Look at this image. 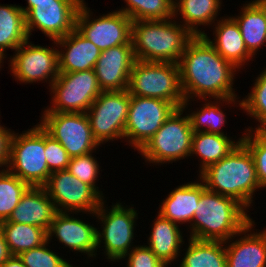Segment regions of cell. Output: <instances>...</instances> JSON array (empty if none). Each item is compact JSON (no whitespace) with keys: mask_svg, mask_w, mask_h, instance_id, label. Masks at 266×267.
I'll return each mask as SVG.
<instances>
[{"mask_svg":"<svg viewBox=\"0 0 266 267\" xmlns=\"http://www.w3.org/2000/svg\"><path fill=\"white\" fill-rule=\"evenodd\" d=\"M216 25L214 41L206 33L203 36L224 59L236 68H241L253 56L246 49L238 23L233 17H229L217 21Z\"/></svg>","mask_w":266,"mask_h":267,"instance_id":"21","label":"cell"},{"mask_svg":"<svg viewBox=\"0 0 266 267\" xmlns=\"http://www.w3.org/2000/svg\"><path fill=\"white\" fill-rule=\"evenodd\" d=\"M149 237V249L166 265L179 255L183 237L178 225L164 218L156 217Z\"/></svg>","mask_w":266,"mask_h":267,"instance_id":"25","label":"cell"},{"mask_svg":"<svg viewBox=\"0 0 266 267\" xmlns=\"http://www.w3.org/2000/svg\"><path fill=\"white\" fill-rule=\"evenodd\" d=\"M176 109L169 101L131 95L124 138L139 151Z\"/></svg>","mask_w":266,"mask_h":267,"instance_id":"11","label":"cell"},{"mask_svg":"<svg viewBox=\"0 0 266 267\" xmlns=\"http://www.w3.org/2000/svg\"><path fill=\"white\" fill-rule=\"evenodd\" d=\"M27 39L19 46L10 62L11 72L23 83L47 81L49 86L57 79L59 71V50L29 43Z\"/></svg>","mask_w":266,"mask_h":267,"instance_id":"16","label":"cell"},{"mask_svg":"<svg viewBox=\"0 0 266 267\" xmlns=\"http://www.w3.org/2000/svg\"><path fill=\"white\" fill-rule=\"evenodd\" d=\"M174 16L177 12L183 17L184 27L187 28L194 36L203 35L200 31V25H210L216 20L218 10H220V0H175ZM210 23V24H209ZM198 29V30H197Z\"/></svg>","mask_w":266,"mask_h":267,"instance_id":"28","label":"cell"},{"mask_svg":"<svg viewBox=\"0 0 266 267\" xmlns=\"http://www.w3.org/2000/svg\"><path fill=\"white\" fill-rule=\"evenodd\" d=\"M104 201L94 213L103 223V231L97 232L98 248L103 238L106 256L111 261L125 258L131 249L134 238V223L137 217L135 209L124 208L121 203H116L112 209H104ZM122 205V206H121Z\"/></svg>","mask_w":266,"mask_h":267,"instance_id":"14","label":"cell"},{"mask_svg":"<svg viewBox=\"0 0 266 267\" xmlns=\"http://www.w3.org/2000/svg\"><path fill=\"white\" fill-rule=\"evenodd\" d=\"M84 0H48L35 3L25 15V26L30 39L34 27L52 41L66 36L76 26V16Z\"/></svg>","mask_w":266,"mask_h":267,"instance_id":"15","label":"cell"},{"mask_svg":"<svg viewBox=\"0 0 266 267\" xmlns=\"http://www.w3.org/2000/svg\"><path fill=\"white\" fill-rule=\"evenodd\" d=\"M57 210L43 187H29L6 221L38 226L48 232Z\"/></svg>","mask_w":266,"mask_h":267,"instance_id":"19","label":"cell"},{"mask_svg":"<svg viewBox=\"0 0 266 267\" xmlns=\"http://www.w3.org/2000/svg\"><path fill=\"white\" fill-rule=\"evenodd\" d=\"M11 256L3 233L0 229V266Z\"/></svg>","mask_w":266,"mask_h":267,"instance_id":"41","label":"cell"},{"mask_svg":"<svg viewBox=\"0 0 266 267\" xmlns=\"http://www.w3.org/2000/svg\"><path fill=\"white\" fill-rule=\"evenodd\" d=\"M206 189L203 182L187 183L170 192L163 201L159 213L174 223L191 222L202 192Z\"/></svg>","mask_w":266,"mask_h":267,"instance_id":"22","label":"cell"},{"mask_svg":"<svg viewBox=\"0 0 266 267\" xmlns=\"http://www.w3.org/2000/svg\"><path fill=\"white\" fill-rule=\"evenodd\" d=\"M7 168L31 187L45 185L51 172L45 156V130L40 124L26 133H13Z\"/></svg>","mask_w":266,"mask_h":267,"instance_id":"6","label":"cell"},{"mask_svg":"<svg viewBox=\"0 0 266 267\" xmlns=\"http://www.w3.org/2000/svg\"><path fill=\"white\" fill-rule=\"evenodd\" d=\"M240 16L233 17L240 27L246 49L253 56L266 43V0L243 6Z\"/></svg>","mask_w":266,"mask_h":267,"instance_id":"24","label":"cell"},{"mask_svg":"<svg viewBox=\"0 0 266 267\" xmlns=\"http://www.w3.org/2000/svg\"><path fill=\"white\" fill-rule=\"evenodd\" d=\"M184 108H177L160 129L139 150L150 163H169L190 156L193 130Z\"/></svg>","mask_w":266,"mask_h":267,"instance_id":"7","label":"cell"},{"mask_svg":"<svg viewBox=\"0 0 266 267\" xmlns=\"http://www.w3.org/2000/svg\"><path fill=\"white\" fill-rule=\"evenodd\" d=\"M52 107L44 112L86 113L103 92L94 69L80 72H60L52 83Z\"/></svg>","mask_w":266,"mask_h":267,"instance_id":"8","label":"cell"},{"mask_svg":"<svg viewBox=\"0 0 266 267\" xmlns=\"http://www.w3.org/2000/svg\"><path fill=\"white\" fill-rule=\"evenodd\" d=\"M48 240L37 248L22 252L19 258L26 267H73L65 259L48 249Z\"/></svg>","mask_w":266,"mask_h":267,"instance_id":"37","label":"cell"},{"mask_svg":"<svg viewBox=\"0 0 266 267\" xmlns=\"http://www.w3.org/2000/svg\"><path fill=\"white\" fill-rule=\"evenodd\" d=\"M226 247L227 267H266V229L248 233Z\"/></svg>","mask_w":266,"mask_h":267,"instance_id":"23","label":"cell"},{"mask_svg":"<svg viewBox=\"0 0 266 267\" xmlns=\"http://www.w3.org/2000/svg\"><path fill=\"white\" fill-rule=\"evenodd\" d=\"M29 187L7 168L0 171V222L9 218Z\"/></svg>","mask_w":266,"mask_h":267,"instance_id":"32","label":"cell"},{"mask_svg":"<svg viewBox=\"0 0 266 267\" xmlns=\"http://www.w3.org/2000/svg\"><path fill=\"white\" fill-rule=\"evenodd\" d=\"M3 126H0V167L8 166L10 156V142L13 132Z\"/></svg>","mask_w":266,"mask_h":267,"instance_id":"40","label":"cell"},{"mask_svg":"<svg viewBox=\"0 0 266 267\" xmlns=\"http://www.w3.org/2000/svg\"><path fill=\"white\" fill-rule=\"evenodd\" d=\"M29 39L21 6L0 5V51L16 50Z\"/></svg>","mask_w":266,"mask_h":267,"instance_id":"30","label":"cell"},{"mask_svg":"<svg viewBox=\"0 0 266 267\" xmlns=\"http://www.w3.org/2000/svg\"><path fill=\"white\" fill-rule=\"evenodd\" d=\"M199 176L208 190L231 197L245 208L253 203L252 195L260 188L253 156L242 142Z\"/></svg>","mask_w":266,"mask_h":267,"instance_id":"3","label":"cell"},{"mask_svg":"<svg viewBox=\"0 0 266 267\" xmlns=\"http://www.w3.org/2000/svg\"><path fill=\"white\" fill-rule=\"evenodd\" d=\"M193 37L183 24L175 21H132L131 40L136 60L178 64Z\"/></svg>","mask_w":266,"mask_h":267,"instance_id":"4","label":"cell"},{"mask_svg":"<svg viewBox=\"0 0 266 267\" xmlns=\"http://www.w3.org/2000/svg\"><path fill=\"white\" fill-rule=\"evenodd\" d=\"M98 230L80 219L70 217L67 212H57L47 232V240L55 234L59 242L72 250L96 256ZM53 234V235H52ZM95 253V254H94Z\"/></svg>","mask_w":266,"mask_h":267,"instance_id":"18","label":"cell"},{"mask_svg":"<svg viewBox=\"0 0 266 267\" xmlns=\"http://www.w3.org/2000/svg\"><path fill=\"white\" fill-rule=\"evenodd\" d=\"M246 208L235 199L207 188L202 192L191 223L190 238L222 241L248 233L253 228Z\"/></svg>","mask_w":266,"mask_h":267,"instance_id":"2","label":"cell"},{"mask_svg":"<svg viewBox=\"0 0 266 267\" xmlns=\"http://www.w3.org/2000/svg\"><path fill=\"white\" fill-rule=\"evenodd\" d=\"M41 127L67 151L70 158L93 152L100 146L93 138L86 113L44 112Z\"/></svg>","mask_w":266,"mask_h":267,"instance_id":"9","label":"cell"},{"mask_svg":"<svg viewBox=\"0 0 266 267\" xmlns=\"http://www.w3.org/2000/svg\"><path fill=\"white\" fill-rule=\"evenodd\" d=\"M130 95L169 101L177 108L184 105L179 66L171 62L136 60L128 83Z\"/></svg>","mask_w":266,"mask_h":267,"instance_id":"5","label":"cell"},{"mask_svg":"<svg viewBox=\"0 0 266 267\" xmlns=\"http://www.w3.org/2000/svg\"><path fill=\"white\" fill-rule=\"evenodd\" d=\"M67 171L77 177L81 182L90 185L103 198V194L95 186V180L99 173V165L97 160L92 156V152L70 158Z\"/></svg>","mask_w":266,"mask_h":267,"instance_id":"36","label":"cell"},{"mask_svg":"<svg viewBox=\"0 0 266 267\" xmlns=\"http://www.w3.org/2000/svg\"><path fill=\"white\" fill-rule=\"evenodd\" d=\"M54 43L65 48L59 51L60 72H80L94 69L101 50L84 37L76 28L66 36L54 40Z\"/></svg>","mask_w":266,"mask_h":267,"instance_id":"20","label":"cell"},{"mask_svg":"<svg viewBox=\"0 0 266 267\" xmlns=\"http://www.w3.org/2000/svg\"><path fill=\"white\" fill-rule=\"evenodd\" d=\"M0 267H26L19 256H10Z\"/></svg>","mask_w":266,"mask_h":267,"instance_id":"42","label":"cell"},{"mask_svg":"<svg viewBox=\"0 0 266 267\" xmlns=\"http://www.w3.org/2000/svg\"><path fill=\"white\" fill-rule=\"evenodd\" d=\"M89 9L83 1L76 16L75 28L101 51L132 44V19L129 16L122 11H114L91 20Z\"/></svg>","mask_w":266,"mask_h":267,"instance_id":"12","label":"cell"},{"mask_svg":"<svg viewBox=\"0 0 266 267\" xmlns=\"http://www.w3.org/2000/svg\"><path fill=\"white\" fill-rule=\"evenodd\" d=\"M171 2V4L174 6L176 4V2L174 0H169Z\"/></svg>","mask_w":266,"mask_h":267,"instance_id":"45","label":"cell"},{"mask_svg":"<svg viewBox=\"0 0 266 267\" xmlns=\"http://www.w3.org/2000/svg\"><path fill=\"white\" fill-rule=\"evenodd\" d=\"M218 103V101L213 104L207 102L199 111L188 114L193 132L205 131L208 133L225 135L222 130L220 131V128L226 122L225 114L218 107ZM203 127L206 129H203Z\"/></svg>","mask_w":266,"mask_h":267,"instance_id":"33","label":"cell"},{"mask_svg":"<svg viewBox=\"0 0 266 267\" xmlns=\"http://www.w3.org/2000/svg\"><path fill=\"white\" fill-rule=\"evenodd\" d=\"M130 253H127L125 257H128V267H166L164 264L150 249L148 246L142 245L132 248Z\"/></svg>","mask_w":266,"mask_h":267,"instance_id":"39","label":"cell"},{"mask_svg":"<svg viewBox=\"0 0 266 267\" xmlns=\"http://www.w3.org/2000/svg\"><path fill=\"white\" fill-rule=\"evenodd\" d=\"M43 188L57 212L84 211L94 214L103 201L90 185L81 182L67 169L51 173Z\"/></svg>","mask_w":266,"mask_h":267,"instance_id":"13","label":"cell"},{"mask_svg":"<svg viewBox=\"0 0 266 267\" xmlns=\"http://www.w3.org/2000/svg\"><path fill=\"white\" fill-rule=\"evenodd\" d=\"M5 58V53H3L2 51H0V64L2 63V59H4ZM0 67H1V65H0Z\"/></svg>","mask_w":266,"mask_h":267,"instance_id":"44","label":"cell"},{"mask_svg":"<svg viewBox=\"0 0 266 267\" xmlns=\"http://www.w3.org/2000/svg\"><path fill=\"white\" fill-rule=\"evenodd\" d=\"M135 61L133 44H123L101 51L94 71L102 91L127 90Z\"/></svg>","mask_w":266,"mask_h":267,"instance_id":"17","label":"cell"},{"mask_svg":"<svg viewBox=\"0 0 266 267\" xmlns=\"http://www.w3.org/2000/svg\"><path fill=\"white\" fill-rule=\"evenodd\" d=\"M130 97L128 90L103 91L86 112L93 138L101 143L124 138Z\"/></svg>","mask_w":266,"mask_h":267,"instance_id":"10","label":"cell"},{"mask_svg":"<svg viewBox=\"0 0 266 267\" xmlns=\"http://www.w3.org/2000/svg\"><path fill=\"white\" fill-rule=\"evenodd\" d=\"M178 66L185 97L184 109L193 96L205 101L209 96L216 101L235 104L237 95L232 84L237 68L224 59L203 35H196L189 41Z\"/></svg>","mask_w":266,"mask_h":267,"instance_id":"1","label":"cell"},{"mask_svg":"<svg viewBox=\"0 0 266 267\" xmlns=\"http://www.w3.org/2000/svg\"><path fill=\"white\" fill-rule=\"evenodd\" d=\"M222 241L190 238L189 246L179 267H227L226 250Z\"/></svg>","mask_w":266,"mask_h":267,"instance_id":"29","label":"cell"},{"mask_svg":"<svg viewBox=\"0 0 266 267\" xmlns=\"http://www.w3.org/2000/svg\"><path fill=\"white\" fill-rule=\"evenodd\" d=\"M43 1H48V0H27L28 6L25 8L21 7L22 11L26 15L32 8L35 7V3L37 2H43Z\"/></svg>","mask_w":266,"mask_h":267,"instance_id":"43","label":"cell"},{"mask_svg":"<svg viewBox=\"0 0 266 267\" xmlns=\"http://www.w3.org/2000/svg\"><path fill=\"white\" fill-rule=\"evenodd\" d=\"M45 156L51 173L66 170L70 156L64 147L45 131Z\"/></svg>","mask_w":266,"mask_h":267,"instance_id":"38","label":"cell"},{"mask_svg":"<svg viewBox=\"0 0 266 267\" xmlns=\"http://www.w3.org/2000/svg\"><path fill=\"white\" fill-rule=\"evenodd\" d=\"M241 142L242 138L235 143L227 135L213 134L205 131L194 132L190 156H192L191 154H196L201 158V173L210 165L226 157Z\"/></svg>","mask_w":266,"mask_h":267,"instance_id":"26","label":"cell"},{"mask_svg":"<svg viewBox=\"0 0 266 267\" xmlns=\"http://www.w3.org/2000/svg\"><path fill=\"white\" fill-rule=\"evenodd\" d=\"M126 8H122L124 14L132 21L140 20H173L174 6L169 0H125Z\"/></svg>","mask_w":266,"mask_h":267,"instance_id":"31","label":"cell"},{"mask_svg":"<svg viewBox=\"0 0 266 267\" xmlns=\"http://www.w3.org/2000/svg\"><path fill=\"white\" fill-rule=\"evenodd\" d=\"M0 229L12 256L41 246L47 241V232L34 225L2 221Z\"/></svg>","mask_w":266,"mask_h":267,"instance_id":"27","label":"cell"},{"mask_svg":"<svg viewBox=\"0 0 266 267\" xmlns=\"http://www.w3.org/2000/svg\"><path fill=\"white\" fill-rule=\"evenodd\" d=\"M248 133L242 137V143L249 149L251 152L255 168L257 172V177L260 183V188L266 187V133L261 129H255L252 135L253 130L247 129ZM251 133V134H250ZM251 135V136H250Z\"/></svg>","mask_w":266,"mask_h":267,"instance_id":"35","label":"cell"},{"mask_svg":"<svg viewBox=\"0 0 266 267\" xmlns=\"http://www.w3.org/2000/svg\"><path fill=\"white\" fill-rule=\"evenodd\" d=\"M248 97L239 101L240 107L260 122V126L255 129L266 127V68L257 79Z\"/></svg>","mask_w":266,"mask_h":267,"instance_id":"34","label":"cell"}]
</instances>
